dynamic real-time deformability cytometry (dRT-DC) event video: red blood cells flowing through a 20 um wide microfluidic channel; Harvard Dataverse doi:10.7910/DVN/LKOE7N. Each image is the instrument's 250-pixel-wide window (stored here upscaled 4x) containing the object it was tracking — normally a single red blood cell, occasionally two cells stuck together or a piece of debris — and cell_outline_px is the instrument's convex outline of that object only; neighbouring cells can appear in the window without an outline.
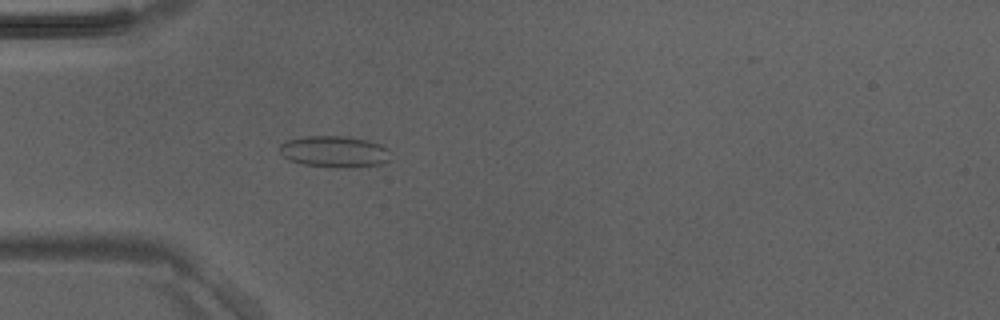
{"species": "Egyptian fruit bat (a non-hibernating species)", "species_latin": "Rousettus aegyptiacus", "temperature_condition": "room temperature", "stored_images_in_passage": 1, "camera_frame_rate_fps": 3000, "um_per_image_px": 0.085, "animal": {"sex": "male"}, "frame": {"image": 1, "passage_image": 1, "time_ms": 0.0, "image_size_px": [1000, 320], "cell_outline_px": [[388, 160], [380, 164], [348, 168], [332, 168], [304, 164], [288, 160], [280, 152], [280, 144], [288, 140], [304, 136], [348, 136], [368, 140], [380, 144], [388, 148]], "centroid_in_image_um": [28.41, 12.89], "position_along_channel_um": 56.6, "area_um2": 20.4}}